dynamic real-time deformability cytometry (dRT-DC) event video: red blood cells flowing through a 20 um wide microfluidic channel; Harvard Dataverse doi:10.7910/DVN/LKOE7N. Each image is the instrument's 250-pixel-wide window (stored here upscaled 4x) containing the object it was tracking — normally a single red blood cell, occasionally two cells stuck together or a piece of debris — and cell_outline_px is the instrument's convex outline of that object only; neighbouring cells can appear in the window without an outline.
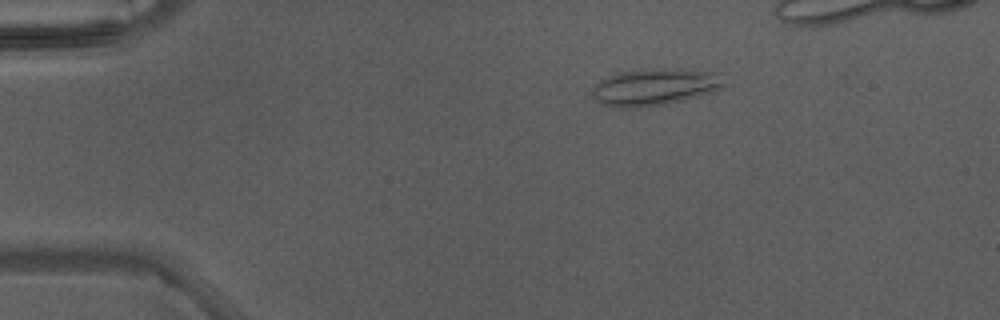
{"species": "Egyptian fruit bat (a non-hibernating species)", "species_latin": "Rousettus aegyptiacus", "temperature_condition": "warm", "stored_images_in_passage": 3, "camera_frame_rate_fps": 3000, "um_per_image_px": 0.085, "animal": {"sex": "male"}, "frame": {"image": 1, "passage_image": 3, "time_ms": 0.667, "image_size_px": [1000, 320], "cell_outline_px": [[728, 84], [712, 92], [700, 96], [668, 104], [636, 108], [612, 108], [600, 104], [592, 96], [592, 88], [600, 80], [608, 76], [620, 72], [640, 68], [684, 68], [716, 72]], "centroid_in_image_um": [55.65, 7.39], "position_along_channel_um": 29.3, "area_um2": 29.19}}